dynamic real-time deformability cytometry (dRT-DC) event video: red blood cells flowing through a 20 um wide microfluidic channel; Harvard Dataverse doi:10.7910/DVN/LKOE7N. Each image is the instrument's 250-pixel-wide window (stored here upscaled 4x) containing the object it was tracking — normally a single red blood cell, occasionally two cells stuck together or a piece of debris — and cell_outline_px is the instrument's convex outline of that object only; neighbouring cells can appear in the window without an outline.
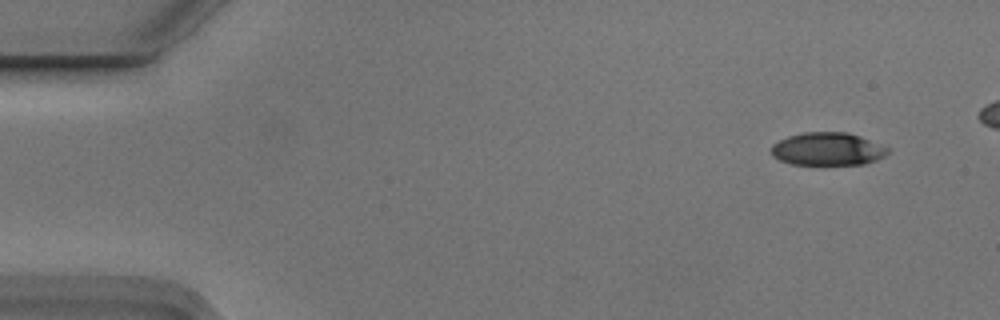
{"species": "Egyptian fruit bat (a non-hibernating species)", "species_latin": "Rousettus aegyptiacus", "temperature_condition": "cold", "stored_images_in_passage": 6, "camera_frame_rate_fps": 3000, "um_per_image_px": 0.085, "animal": {"sex": "male"}, "frame": {"image": 1, "passage_image": 1, "time_ms": 0.0, "image_size_px": [1000, 320], "cell_outline_px": [[888, 152], [884, 156], [876, 160], [864, 164], [820, 168], [792, 164], [780, 160], [772, 156], [768, 152], [772, 144], [788, 136], [804, 132], [848, 132], [860, 136], [888, 148]], "centroid_in_image_um": [70.29, 12.72], "position_along_channel_um": 14.7, "area_um2": 23.35}}
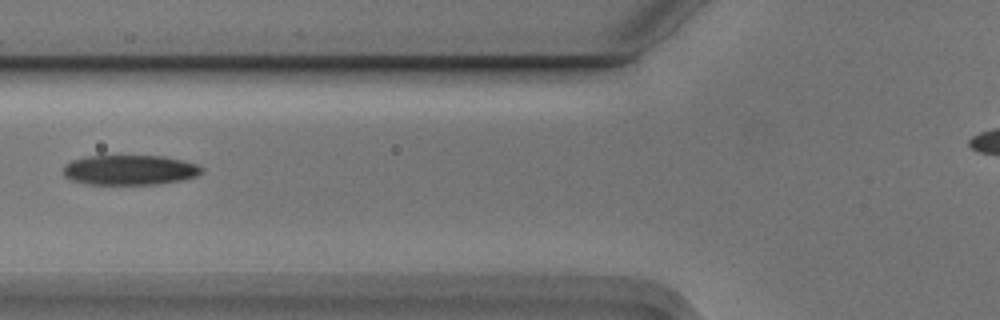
{"frame": {"image": 2, "passage_image": 6, "time_ms": 1.667, "image_size_px": [1000, 320], "cell_outline_px": [[204, 172], [196, 176], [180, 180], [156, 184], [88, 184], [72, 180], [64, 176], [64, 164], [72, 160], [88, 156], [164, 156], [196, 164], [204, 168]], "centroid_in_image_um": [11.03, 14.44], "position_along_channel_um": 114.8, "area_um2": 24.04}}